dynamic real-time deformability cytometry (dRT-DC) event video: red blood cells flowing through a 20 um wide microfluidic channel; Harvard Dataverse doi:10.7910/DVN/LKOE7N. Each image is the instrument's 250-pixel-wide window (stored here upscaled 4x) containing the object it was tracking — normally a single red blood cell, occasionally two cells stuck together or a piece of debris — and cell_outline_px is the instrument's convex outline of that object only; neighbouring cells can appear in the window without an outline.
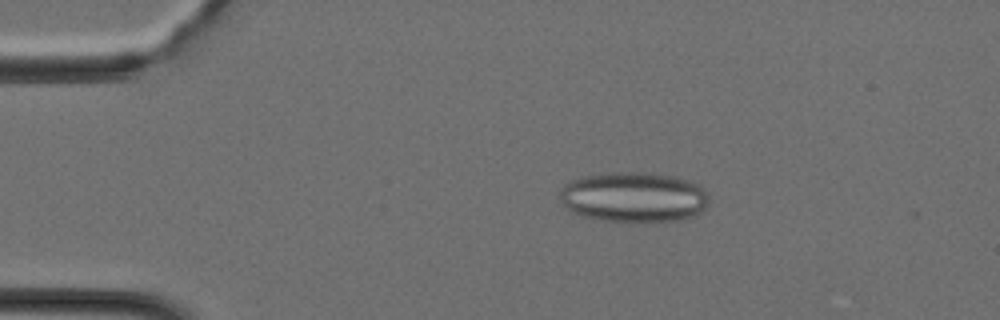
{"species": "Egyptian fruit bat (a non-hibernating species)", "species_latin": "Rousettus aegyptiacus", "temperature_condition": "cold", "stored_images_in_passage": 37, "segment_of_instrument_passage": [1, 2], "camera_frame_rate_fps": 3000, "um_per_image_px": 0.085, "animal": {"sex": "female"}, "frame": {"image": 1, "passage_image": 6, "time_ms": 1.667, "image_size_px": [1000, 320], "cell_outline_px": [[708, 204], [700, 212], [692, 216], [680, 220], [644, 224], [636, 224], [604, 220], [584, 216], [572, 212], [560, 204], [560, 192], [564, 184], [580, 176], [608, 172], [644, 172], [676, 176], [688, 180], [704, 188], [708, 192]], "centroid_in_image_um": [53.87, 16.77], "position_along_channel_um": 31.1, "area_um2": 44.8}}